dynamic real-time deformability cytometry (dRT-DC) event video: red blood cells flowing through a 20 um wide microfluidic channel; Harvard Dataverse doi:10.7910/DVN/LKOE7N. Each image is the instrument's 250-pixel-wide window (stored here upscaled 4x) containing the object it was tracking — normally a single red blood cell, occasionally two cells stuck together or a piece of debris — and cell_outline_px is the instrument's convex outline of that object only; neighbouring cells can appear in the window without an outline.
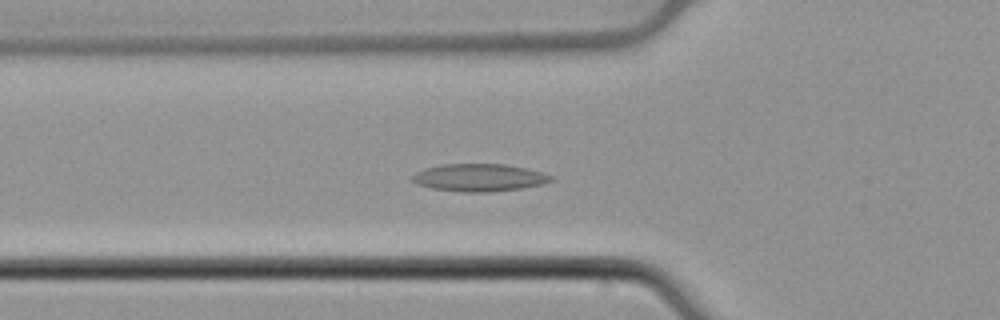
{"species": "common noctule bat (a hibernating species)", "species_latin": "Nyctalus noctula", "temperature_condition": "cold", "stored_images_in_passage": 55, "camera_frame_rate_fps": 3000, "um_per_image_px": 0.085, "animal": {"sex": "male", "body_mass_g": 21.5, "forearm_length_mm": 52.0}, "frame": {"image": 1, "passage_image": 20, "time_ms": 6.333, "image_size_px": [1000, 320], "cell_outline_px": [[552, 180], [540, 184], [520, 188], [492, 192], [460, 192], [432, 188], [416, 184], [412, 180], [412, 176], [416, 172], [424, 168], [440, 164], [504, 164], [544, 172], [552, 176]], "centroid_in_image_um": [40.69, 15.09], "position_along_channel_um": 85.1, "area_um2": 22.2}}
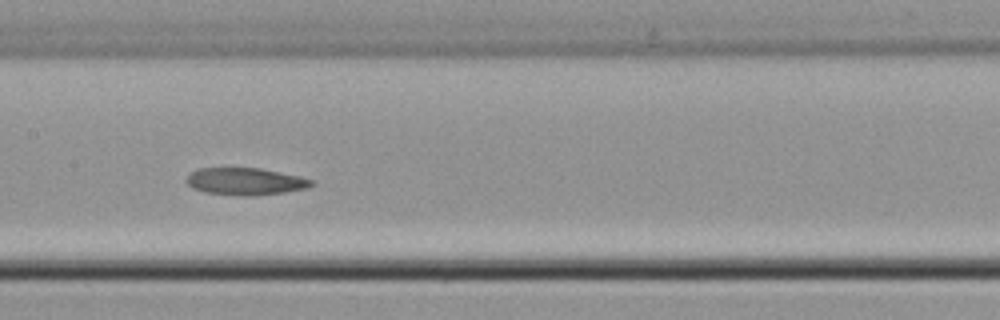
{"frame": {"image": 2, "passage_image": 28, "time_ms": 9.0, "image_size_px": [1000, 320], "cell_outline_px": [[316, 184], [308, 188], [284, 192], [256, 196], [240, 196], [204, 192], [192, 188], [184, 180], [192, 172], [200, 168], [260, 168], [300, 176], [312, 180]], "centroid_in_image_um": [20.87, 15.43], "position_along_channel_um": 186.5, "area_um2": 19.94}}
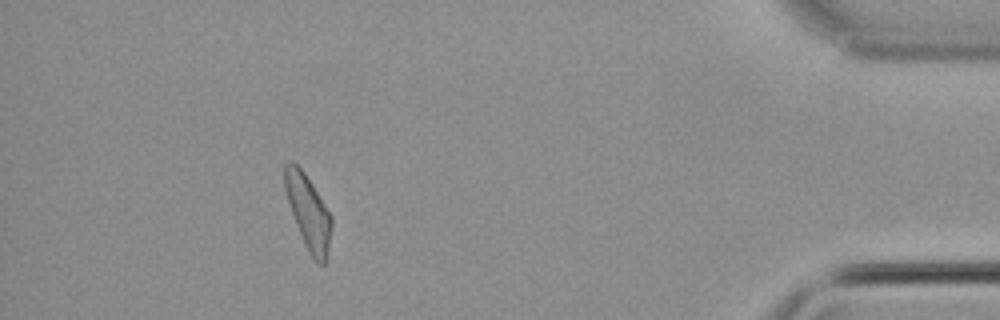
{"frame": {"image": 3, "passage_image": 50, "time_ms": 16.333, "image_size_px": [1000, 320], "cell_outline_px": [[332, 224], [324, 264], [316, 264], [312, 260], [304, 244], [296, 224], [284, 188], [284, 164], [288, 160], [292, 160], [304, 172], [312, 184], [332, 216]], "centroid_in_image_um": [26.18, 18.01], "position_along_channel_um": 409.0, "area_um2": 20.0}, "authors_computed_cell_mechanics": {"area_um2": 20.6346, "velocity_mm_per_s": 3.8059, "shape_relaxation_time_tau1_ms": null, "shape_relaxation_time_tau2_ms": 8.3587, "deformation_change_tau1": null, "deformation_change_tau2": 0.1535}}